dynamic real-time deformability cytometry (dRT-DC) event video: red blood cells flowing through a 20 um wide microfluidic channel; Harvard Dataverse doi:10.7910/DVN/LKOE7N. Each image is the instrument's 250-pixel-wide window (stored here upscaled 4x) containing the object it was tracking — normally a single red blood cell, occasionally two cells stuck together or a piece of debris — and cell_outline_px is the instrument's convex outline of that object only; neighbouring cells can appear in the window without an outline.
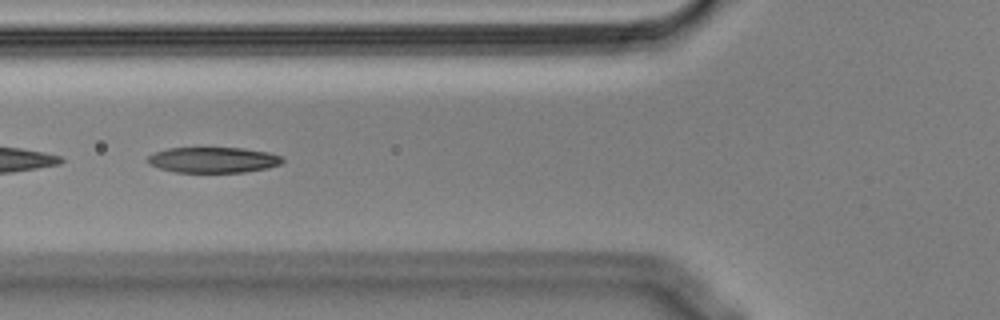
{"species": "Egyptian fruit bat (a non-hibernating species)", "species_latin": "Rousettus aegyptiacus", "temperature_condition": "cold", "stored_images_in_passage": 32, "segment_of_instrument_passage": [2, 2], "camera_frame_rate_fps": 3000, "um_per_image_px": 0.085, "animal": {"sex": "male"}, "frame": {"image": 1, "passage_image": 20, "time_ms": 6.333, "image_size_px": [1000, 320], "cell_outline_px": [[284, 160], [280, 164], [268, 168], [244, 172], [176, 172], [160, 168], [148, 164], [148, 156], [152, 152], [168, 148], [244, 148], [268, 152], [280, 156]], "centroid_in_image_um": [18.1, 13.59], "position_along_channel_um": 107.7, "area_um2": 20.11}}
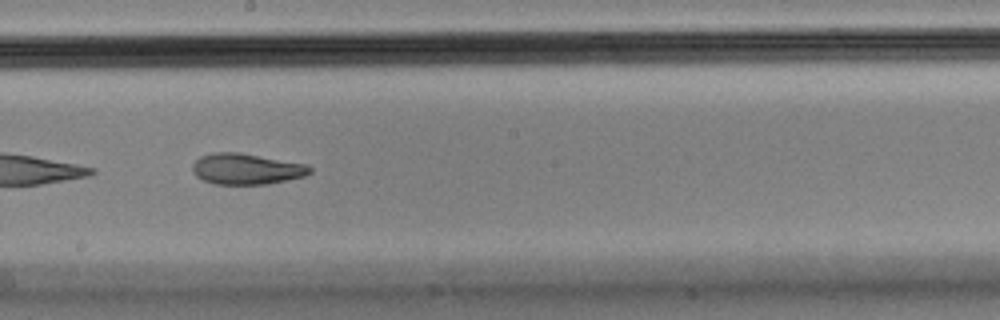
{"frame": {"image": 2, "passage_image": 30, "time_ms": 9.667, "image_size_px": [1000, 320], "cell_outline_px": [[312, 172], [304, 176], [264, 184], [212, 184], [196, 176], [192, 172], [192, 164], [200, 156], [212, 152], [240, 152], [308, 164], [312, 168]], "centroid_in_image_um": [20.92, 14.34], "position_along_channel_um": 227.3, "area_um2": 21.27}}